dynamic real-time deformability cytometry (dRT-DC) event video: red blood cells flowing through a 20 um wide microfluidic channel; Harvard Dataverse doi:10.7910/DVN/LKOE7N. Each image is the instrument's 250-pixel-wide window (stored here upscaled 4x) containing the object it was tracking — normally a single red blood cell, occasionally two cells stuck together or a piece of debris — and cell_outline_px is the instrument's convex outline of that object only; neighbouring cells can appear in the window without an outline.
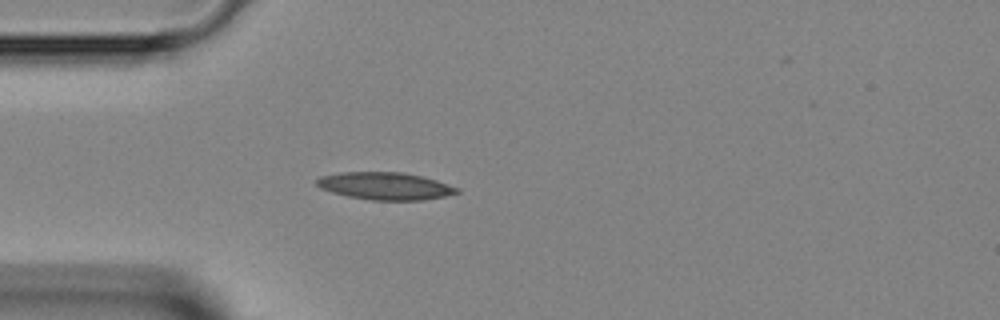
{"species": "Egyptian fruit bat (a non-hibernating species)", "species_latin": "Rousettus aegyptiacus", "temperature_condition": "room temperature", "stored_images_in_passage": 35, "camera_frame_rate_fps": 3000, "um_per_image_px": 0.085, "animal": {"sex": "female"}, "frame": {"image": 1, "passage_image": 1, "time_ms": 0.0, "image_size_px": [1000, 320], "cell_outline_px": [[460, 192], [444, 196], [424, 200], [372, 200], [348, 196], [332, 192], [320, 188], [316, 184], [316, 180], [320, 176], [340, 172], [400, 172], [420, 176], [436, 180], [460, 188]], "centroid_in_image_um": [32.73, 15.81], "position_along_channel_um": 52.3, "area_um2": 22.31}}
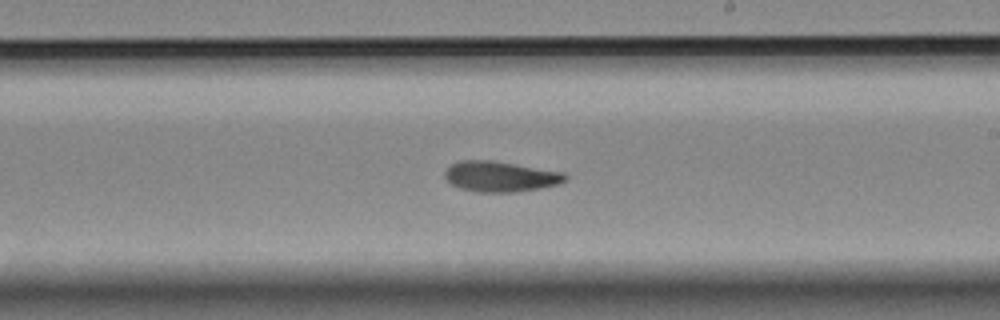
{"frame": {"image": 2, "passage_image": 15, "time_ms": 4.667, "image_size_px": [1000, 320], "cell_outline_px": [[568, 180], [560, 184], [540, 188], [516, 192], [476, 192], [460, 188], [452, 184], [444, 176], [444, 172], [452, 164], [460, 160], [492, 160], [564, 172], [568, 176]], "centroid_in_image_um": [42.57, 15.0], "position_along_channel_um": 246.4, "area_um2": 21.5}}
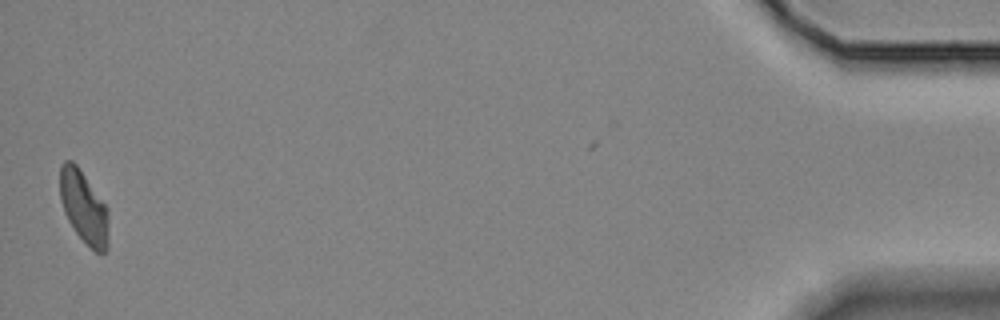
{"frame": {"image": 3, "passage_image": 34, "time_ms": 11.0, "image_size_px": [1000, 320], "cell_outline_px": [[108, 248], [104, 252], [96, 252], [76, 232], [68, 220], [64, 212], [60, 200], [60, 164], [64, 160], [72, 160], [76, 164], [108, 208]], "centroid_in_image_um": [7.11, 17.58], "position_along_channel_um": 428.1, "area_um2": 20.4}}